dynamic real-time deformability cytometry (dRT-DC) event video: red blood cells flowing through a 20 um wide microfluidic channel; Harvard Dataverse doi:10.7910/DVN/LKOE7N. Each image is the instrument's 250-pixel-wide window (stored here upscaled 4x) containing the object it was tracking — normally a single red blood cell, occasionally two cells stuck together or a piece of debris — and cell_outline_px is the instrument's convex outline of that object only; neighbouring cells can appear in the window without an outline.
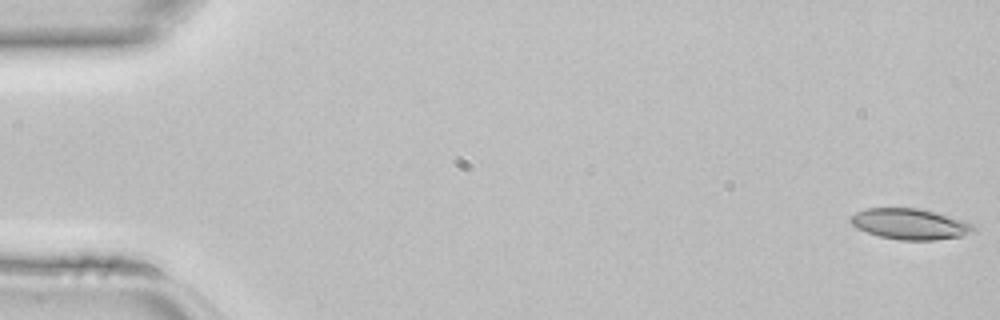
{"species": "common noctule bat (a hibernating species)", "species_latin": "Nyctalus noctula", "temperature_condition": "room temperature", "stored_images_in_passage": 14, "camera_frame_rate_fps": 3000, "um_per_image_px": 0.085, "animal": {"sex": "female", "body_mass_g": 22.7, "forearm_length_mm": 54.2}, "frame": {"image": 1, "passage_image": 1, "time_ms": 0.0, "image_size_px": [1000, 320], "cell_outline_px": [[976, 232], [960, 236], [936, 240], [900, 240], [880, 236], [856, 228], [848, 220], [856, 212], [868, 208], [920, 208], [936, 212], [972, 224], [976, 228]], "centroid_in_image_um": [77.35, 19.04], "position_along_channel_um": 7.7, "area_um2": 21.96}}
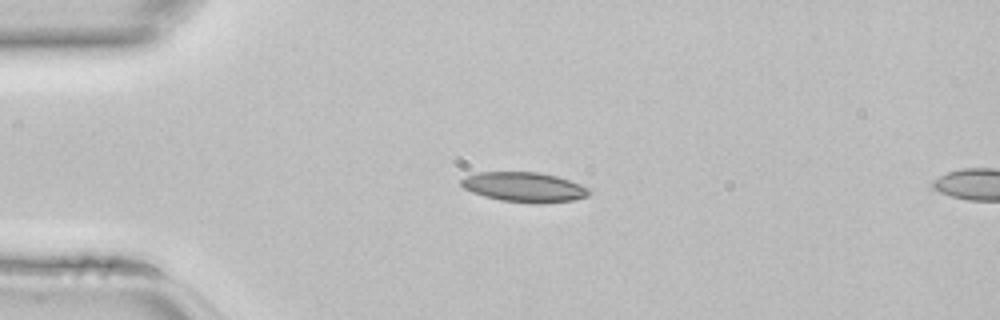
{"frame": {"image": 2, "passage_image": 11, "time_ms": 3.333, "image_size_px": [1000, 320], "cell_outline_px": [[592, 192], [588, 196], [572, 200], [544, 204], [532, 204], [500, 200], [484, 196], [472, 192], [464, 188], [460, 184], [460, 180], [464, 176], [480, 172], [540, 172], [556, 176], [580, 184], [588, 188]], "centroid_in_image_um": [44.56, 15.91], "position_along_channel_um": 40.4, "area_um2": 22.43}}